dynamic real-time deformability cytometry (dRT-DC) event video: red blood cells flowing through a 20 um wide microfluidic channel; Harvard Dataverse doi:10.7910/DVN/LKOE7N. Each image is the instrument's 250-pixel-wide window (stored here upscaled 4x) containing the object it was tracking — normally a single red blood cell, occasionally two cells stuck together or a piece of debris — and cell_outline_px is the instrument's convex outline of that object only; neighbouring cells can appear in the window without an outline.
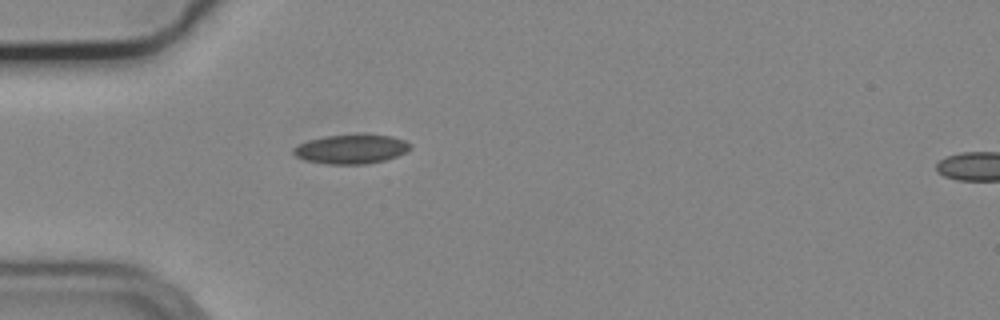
{"species": "common noctule bat (a hibernating species)", "species_latin": "Nyctalus noctula", "temperature_condition": "cold", "stored_images_in_passage": 36, "camera_frame_rate_fps": 3000, "um_per_image_px": 0.085, "animal": {"sex": "male", "body_mass_g": 19.2, "forearm_length_mm": 51.8}, "frame": {"image": 1, "passage_image": 1, "time_ms": 0.0, "image_size_px": [1000, 320], "cell_outline_px": [[412, 148], [408, 152], [384, 160], [364, 164], [328, 164], [304, 160], [296, 156], [292, 152], [292, 148], [308, 140], [324, 136], [364, 132], [392, 136], [404, 140], [412, 144]], "centroid_in_image_um": [29.89, 12.63], "position_along_channel_um": 55.1, "area_um2": 20.52}}
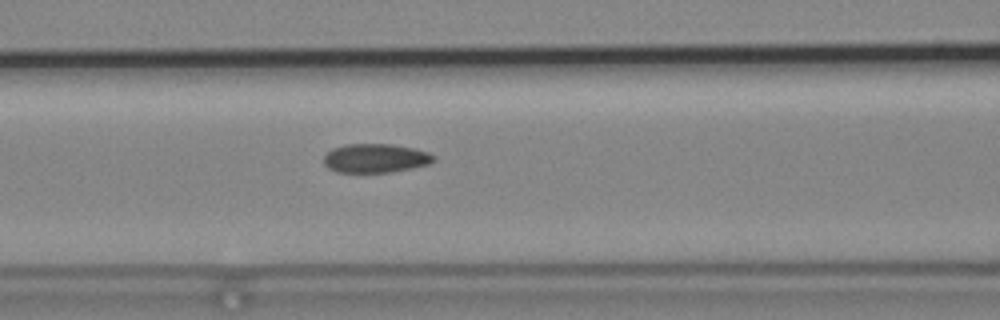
{"frame": {"image": 2, "passage_image": 8, "time_ms": 2.333, "image_size_px": [1000, 320], "cell_outline_px": [[436, 160], [428, 164], [388, 172], [336, 172], [328, 168], [324, 164], [324, 156], [332, 148], [344, 144], [392, 144], [416, 148], [428, 152], [436, 156]], "centroid_in_image_um": [31.91, 13.43], "position_along_channel_um": 134.7, "area_um2": 18.55}}
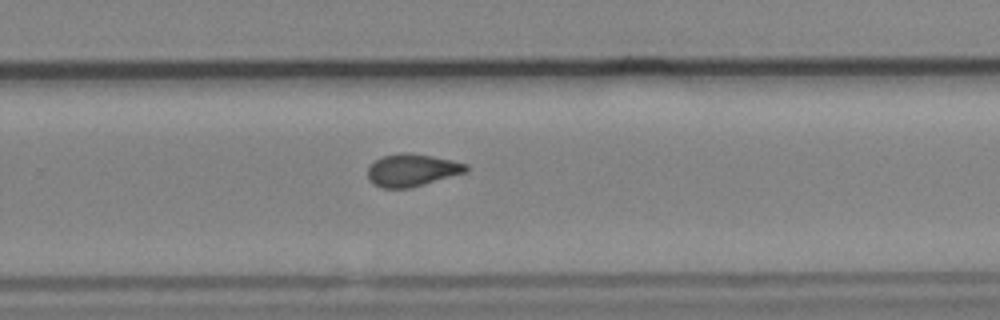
{"frame": {"image": 3, "passage_image": 21, "time_ms": 6.667, "image_size_px": [1000, 320], "cell_outline_px": [[468, 172], [424, 184], [408, 188], [384, 188], [372, 184], [368, 180], [368, 168], [380, 156], [404, 152], [408, 152], [432, 156], [452, 160], [468, 164]], "centroid_in_image_um": [35.02, 14.46], "position_along_channel_um": 294.8, "area_um2": 18.67}, "authors_computed_cell_mechanics": {"area_um2": 18.6116, "velocity_mm_per_s": 3.7078, "shape_relaxation_time_tau1_ms": null, "shape_relaxation_time_tau2_ms": 2.5367, "deformation_change_tau1": null, "deformation_change_tau2": 0.0586}}